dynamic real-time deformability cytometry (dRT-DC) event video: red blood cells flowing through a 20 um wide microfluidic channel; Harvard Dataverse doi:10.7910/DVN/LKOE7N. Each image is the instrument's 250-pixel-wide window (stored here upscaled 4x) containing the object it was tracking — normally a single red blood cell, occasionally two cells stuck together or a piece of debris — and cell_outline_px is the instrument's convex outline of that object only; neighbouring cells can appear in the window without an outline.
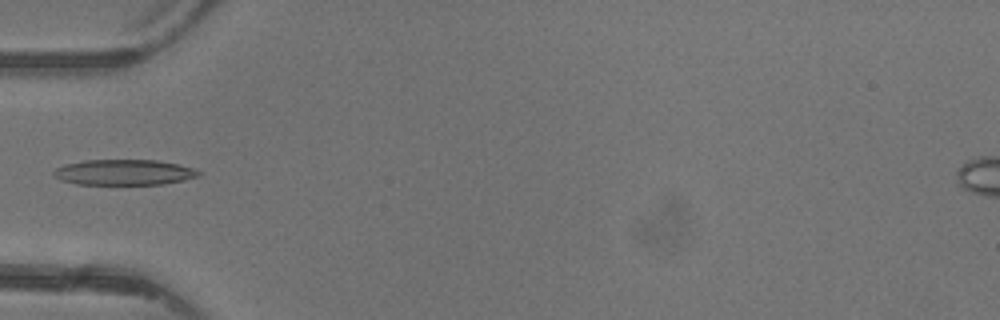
{"species": "common noctule bat (a hibernating species)", "species_latin": "Nyctalus noctula", "temperature_condition": "warm", "stored_images_in_passage": 5, "camera_frame_rate_fps": 3000, "um_per_image_px": 0.085, "animal": {"sex": "female"}, "frame": {"image": 1, "passage_image": 5, "time_ms": 5.0, "image_size_px": [1000, 320], "cell_outline_px": [[200, 176], [184, 180], [164, 184], [76, 184], [60, 180], [52, 172], [56, 168], [68, 164], [84, 160], [156, 160], [196, 168], [200, 172]], "centroid_in_image_um": [10.57, 14.65], "position_along_channel_um": 74.4, "area_um2": 21.5}}